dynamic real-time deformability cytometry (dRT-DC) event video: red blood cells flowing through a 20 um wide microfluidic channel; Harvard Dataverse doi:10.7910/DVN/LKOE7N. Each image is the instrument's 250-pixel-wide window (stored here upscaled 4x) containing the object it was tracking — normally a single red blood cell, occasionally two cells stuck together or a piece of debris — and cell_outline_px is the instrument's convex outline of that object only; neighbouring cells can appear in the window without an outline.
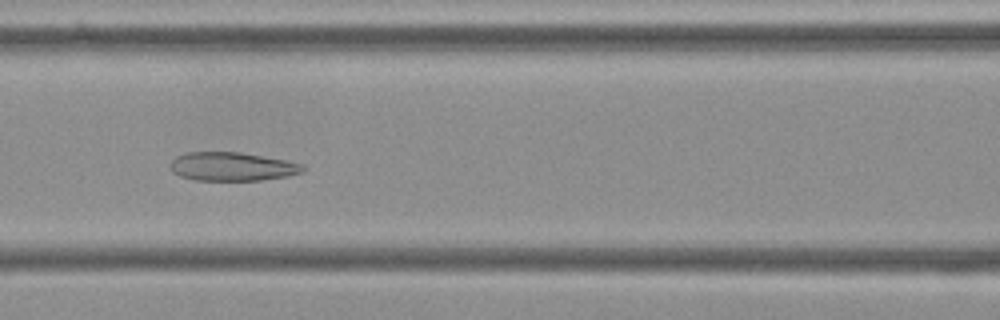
{"species": "Egyptian fruit bat (a non-hibernating species)", "species_latin": "Rousettus aegyptiacus", "temperature_condition": "cold", "stored_images_in_passage": 50, "camera_frame_rate_fps": 3000, "um_per_image_px": 0.085, "frame": {"image": 1, "passage_image": 19, "time_ms": 6.0, "image_size_px": [1000, 320], "cell_outline_px": [[308, 168], [304, 172], [288, 176], [260, 180], [196, 180], [180, 176], [172, 172], [168, 168], [168, 164], [176, 156], [188, 152], [240, 152], [284, 160], [304, 164]], "centroid_in_image_um": [19.73, 14.16], "position_along_channel_um": 146.9, "area_um2": 22.31}}
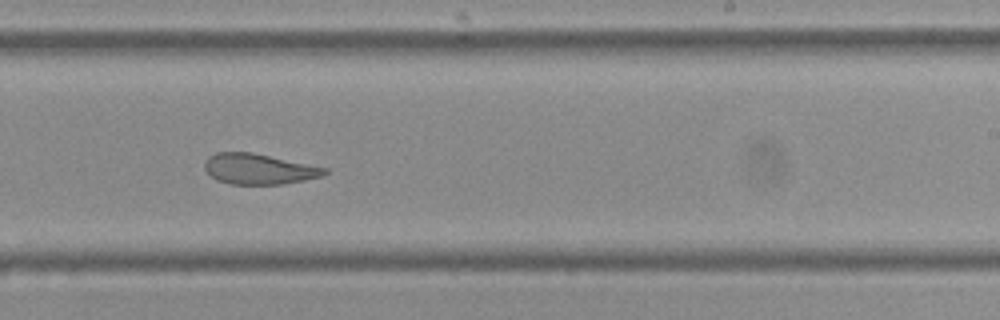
{"frame": {"image": 2, "passage_image": 29, "time_ms": 9.333, "image_size_px": [1000, 320], "cell_outline_px": [[328, 172], [324, 176], [304, 180], [280, 184], [228, 184], [216, 180], [204, 168], [204, 160], [208, 156], [216, 152], [252, 152], [328, 168]], "centroid_in_image_um": [21.99, 14.36], "position_along_channel_um": 267.0, "area_um2": 21.44}}
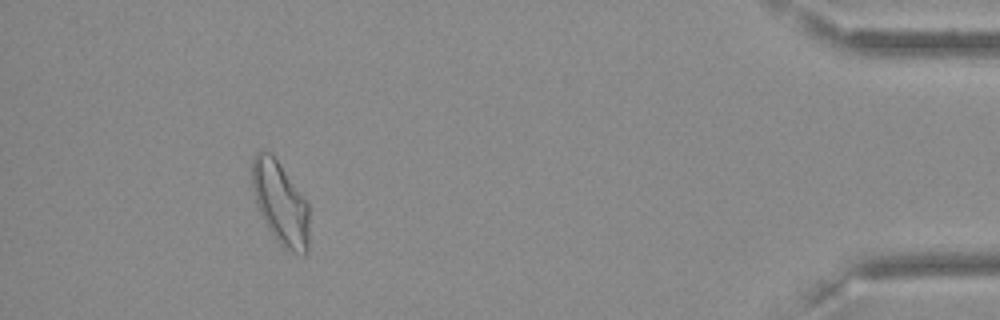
{"frame": {"image": 3, "passage_image": 46, "time_ms": 15.0, "image_size_px": [1000, 320], "cell_outline_px": [[308, 252], [304, 256], [292, 252], [284, 248], [276, 240], [268, 228], [256, 204], [252, 188], [252, 160], [256, 152], [260, 148], [272, 152], [308, 204]], "centroid_in_image_um": [23.81, 17.24], "position_along_channel_um": 411.4, "area_um2": 27.69}, "authors_computed_cell_mechanics": {"area_um2": 24.5939, "velocity_mm_per_s": 3.6109, "shape_relaxation_time_tau1_ms": null, "shape_relaxation_time_tau2_ms": 2.4343, "deformation_change_tau1": null, "deformation_change_tau2": 0.0887}}